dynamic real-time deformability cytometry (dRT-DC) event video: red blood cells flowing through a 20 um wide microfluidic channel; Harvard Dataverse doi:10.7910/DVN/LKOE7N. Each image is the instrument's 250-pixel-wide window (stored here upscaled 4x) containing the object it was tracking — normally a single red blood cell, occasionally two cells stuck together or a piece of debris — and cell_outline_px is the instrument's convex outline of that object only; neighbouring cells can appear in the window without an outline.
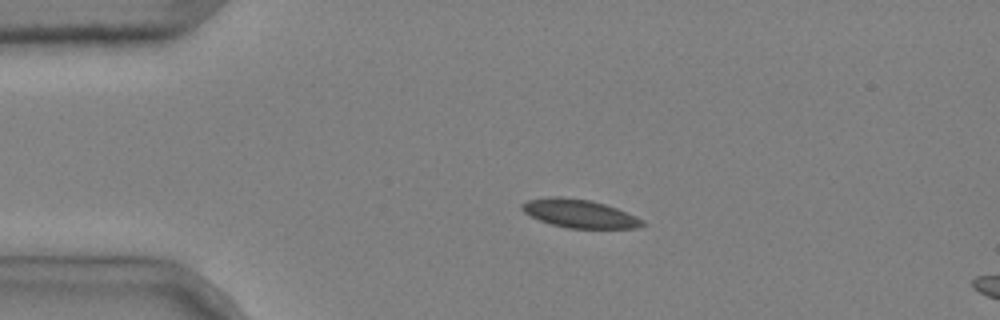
{"species": "common noctule bat (a hibernating species)", "species_latin": "Nyctalus noctula", "temperature_condition": "cold", "stored_images_in_passage": 4, "segment_of_instrument_passage": [1, 2], "camera_frame_rate_fps": 3000, "um_per_image_px": 0.085, "animal": {"sex": "male", "body_mass_g": 20.4}, "frame": {"image": 1, "passage_image": 2, "time_ms": 0.333, "image_size_px": [1000, 320], "cell_outline_px": [[648, 224], [640, 228], [568, 228], [552, 224], [540, 220], [524, 212], [520, 208], [520, 204], [528, 200], [548, 196], [560, 196], [592, 200], [616, 208], [636, 216], [644, 220]], "centroid_in_image_um": [49.27, 18.14], "position_along_channel_um": 35.7, "area_um2": 20.0}}